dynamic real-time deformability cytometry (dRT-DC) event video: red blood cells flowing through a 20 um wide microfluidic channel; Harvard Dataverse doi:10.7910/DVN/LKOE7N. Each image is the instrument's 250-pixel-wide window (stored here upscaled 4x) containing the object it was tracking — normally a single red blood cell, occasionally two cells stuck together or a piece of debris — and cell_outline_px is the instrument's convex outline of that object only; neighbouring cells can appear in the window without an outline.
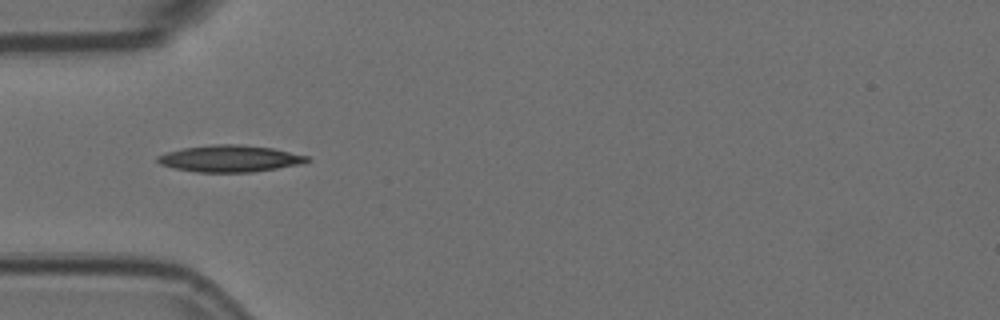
{"species": "Egyptian fruit bat (a non-hibernating species)", "species_latin": "Rousettus aegyptiacus", "temperature_condition": "room temperature", "stored_images_in_passage": 9, "camera_frame_rate_fps": 3000, "um_per_image_px": 0.085, "animal": {"sex": "female"}, "frame": {"image": 1, "passage_image": 3, "time_ms": 0.667, "image_size_px": [1000, 320], "cell_outline_px": [[312, 160], [304, 164], [252, 172], [196, 172], [172, 168], [160, 164], [156, 160], [156, 156], [168, 152], [184, 148], [212, 144], [240, 144], [272, 148], [308, 156]], "centroid_in_image_um": [19.56, 13.48], "position_along_channel_um": 65.4, "area_um2": 23.41}}
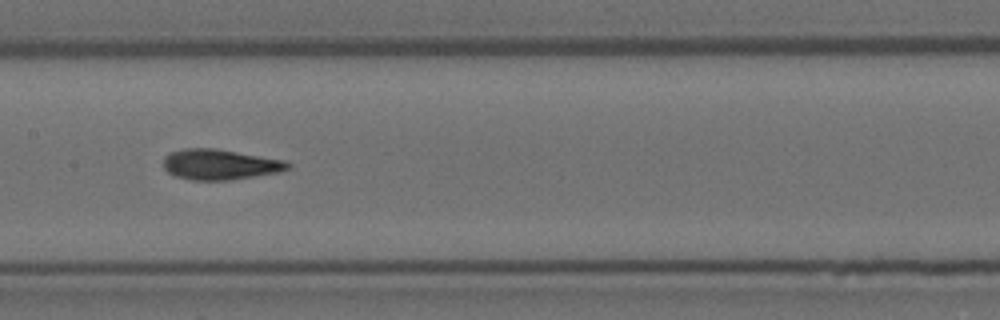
{"frame": {"image": 2, "passage_image": 6, "time_ms": 1.667, "image_size_px": [1000, 320], "cell_outline_px": [[292, 164], [288, 168], [276, 172], [228, 180], [192, 180], [176, 176], [168, 172], [164, 168], [164, 160], [172, 152], [184, 148], [216, 148], [284, 160]], "centroid_in_image_um": [18.68, 13.97], "position_along_channel_um": 188.7, "area_um2": 21.68}}
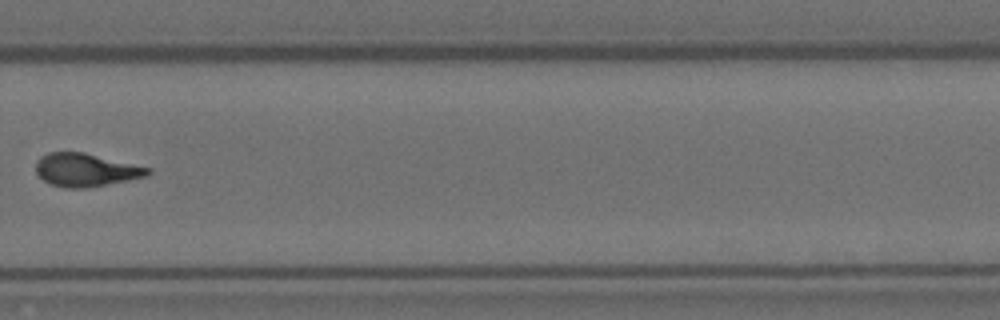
{"frame": {"image": 3, "passage_image": 9, "time_ms": 2.667, "image_size_px": [1000, 320], "cell_outline_px": [[152, 172], [148, 176], [128, 180], [84, 188], [64, 188], [48, 184], [36, 172], [36, 160], [40, 156], [48, 152], [84, 152], [152, 168]], "centroid_in_image_um": [7.29, 14.44], "position_along_channel_um": 322.5, "area_um2": 21.73}}